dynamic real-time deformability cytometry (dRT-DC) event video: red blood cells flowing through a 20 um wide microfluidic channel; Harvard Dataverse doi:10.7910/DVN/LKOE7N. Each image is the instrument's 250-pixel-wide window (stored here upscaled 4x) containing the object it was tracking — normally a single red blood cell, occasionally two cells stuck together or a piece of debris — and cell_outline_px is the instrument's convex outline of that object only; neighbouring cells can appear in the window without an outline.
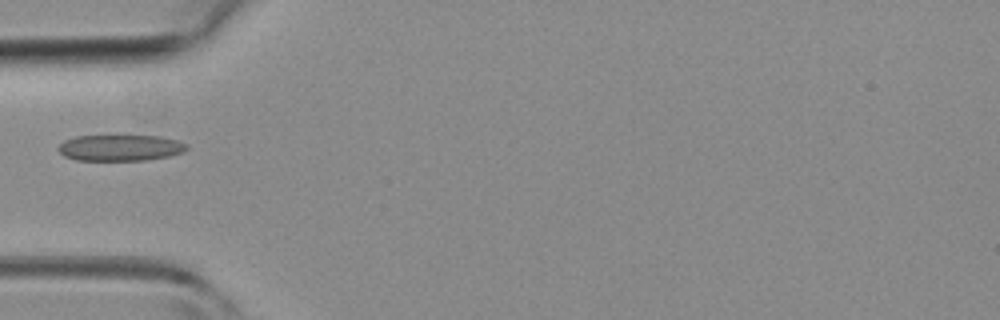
{"species": "common noctule bat (a hibernating species)", "species_latin": "Nyctalus noctula", "temperature_condition": "room temperature", "stored_images_in_passage": 4, "camera_frame_rate_fps": 3000, "um_per_image_px": 0.085, "animal": {"sex": "female", "body_mass_g": 19.3, "forearm_length_mm": 54.1}, "frame": {"image": 1, "passage_image": 4, "time_ms": 4.333, "image_size_px": [1000, 320], "cell_outline_px": [[188, 148], [184, 152], [168, 156], [144, 160], [76, 160], [64, 156], [56, 148], [64, 140], [76, 136], [160, 136], [176, 140], [188, 144]], "centroid_in_image_um": [10.21, 12.56], "position_along_channel_um": 74.8, "area_um2": 19.54}}